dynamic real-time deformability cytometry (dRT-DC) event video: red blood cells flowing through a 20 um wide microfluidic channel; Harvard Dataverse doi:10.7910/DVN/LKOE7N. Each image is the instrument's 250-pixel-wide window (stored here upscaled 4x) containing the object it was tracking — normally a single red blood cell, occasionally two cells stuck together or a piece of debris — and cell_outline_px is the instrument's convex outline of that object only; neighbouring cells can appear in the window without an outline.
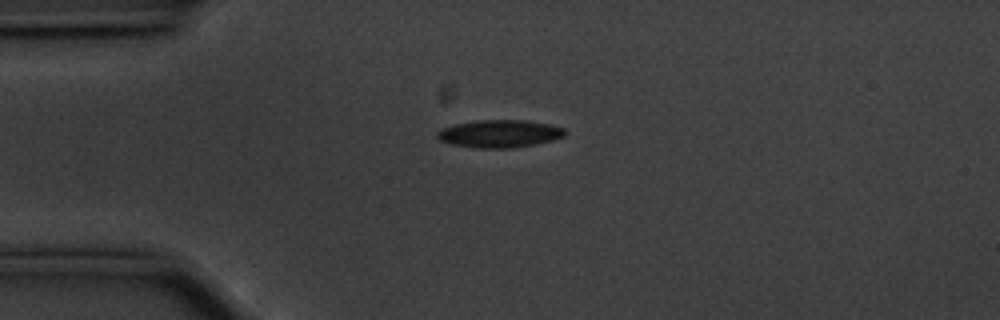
{"species": "common noctule bat (a hibernating species)", "species_latin": "Nyctalus noctula", "temperature_condition": "cold", "stored_images_in_passage": 45, "camera_frame_rate_fps": 3000, "um_per_image_px": 0.085, "animal": {"sex": "male", "body_mass_g": 20.1, "forearm_length_mm": 53.5}, "frame": {"image": 1, "passage_image": 2, "time_ms": 0.333, "image_size_px": [1000, 320], "cell_outline_px": [[568, 132], [564, 136], [552, 140], [536, 144], [512, 148], [480, 148], [452, 144], [440, 140], [436, 136], [436, 132], [440, 128], [456, 124], [476, 120], [524, 120], [548, 124], [564, 128]], "centroid_in_image_um": [42.46, 11.36], "position_along_channel_um": 42.5, "area_um2": 20.58}}
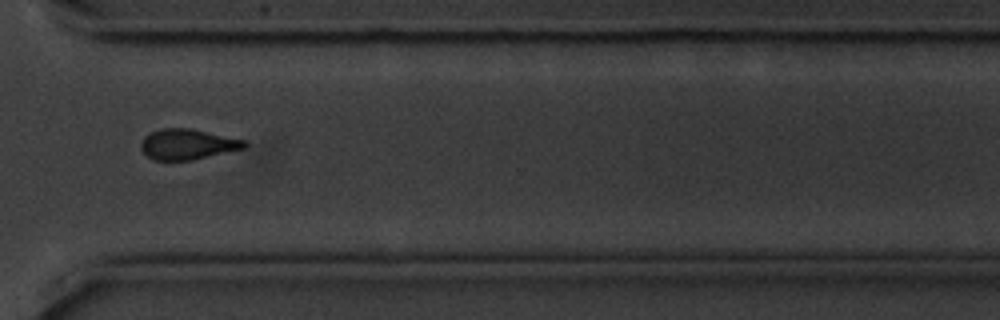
{"frame": {"image": 2, "passage_image": 30, "time_ms": 9.667, "image_size_px": [1000, 320], "cell_outline_px": [[248, 144], [244, 148], [192, 160], [152, 160], [140, 148], [140, 144], [144, 136], [160, 128], [188, 128], [248, 140]], "centroid_in_image_um": [15.94, 12.26], "position_along_channel_um": 354.7, "area_um2": 18.38}}
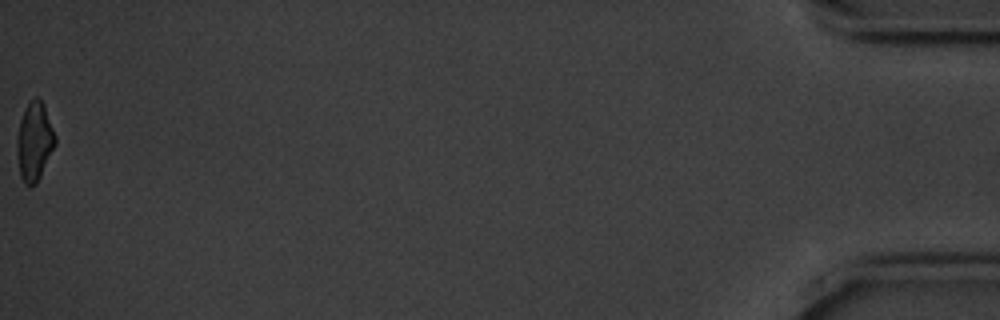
{"frame": {"image": 3, "passage_image": 45, "time_ms": 14.667, "image_size_px": [1000, 320], "cell_outline_px": [[56, 144], [36, 184], [24, 184], [20, 176], [16, 152], [16, 140], [20, 120], [28, 104], [36, 96], [44, 104], [56, 136]], "centroid_in_image_um": [2.92, 12.04], "position_along_channel_um": 432.3, "area_um2": 17.4}, "authors_computed_cell_mechanics": {"area_um2": 18.8428, "velocity_mm_per_s": 3.5541, "shape_relaxation_time_tau1_ms": 2.1811, "shape_relaxation_time_tau2_ms": 8.3241, "deformation_change_tau1": 0.1136, "deformation_change_tau2": 0.153}}